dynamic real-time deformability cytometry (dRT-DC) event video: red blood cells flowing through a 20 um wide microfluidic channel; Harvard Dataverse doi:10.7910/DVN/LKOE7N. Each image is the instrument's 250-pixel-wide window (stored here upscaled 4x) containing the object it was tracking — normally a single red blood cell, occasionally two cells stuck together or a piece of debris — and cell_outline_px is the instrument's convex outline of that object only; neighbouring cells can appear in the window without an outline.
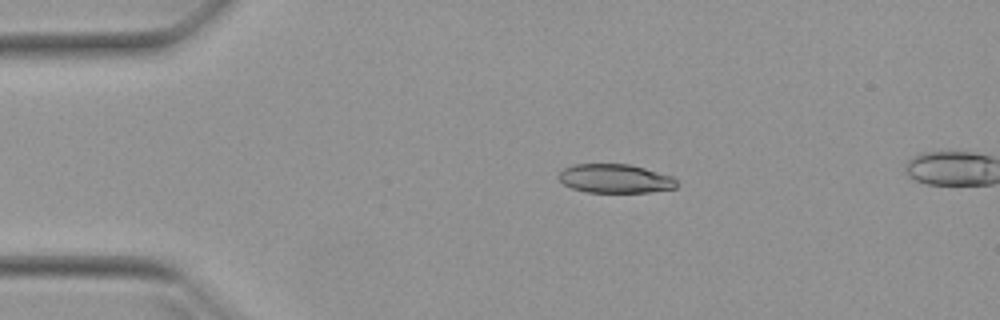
{"species": "Egyptian fruit bat (a non-hibernating species)", "species_latin": "Rousettus aegyptiacus", "temperature_condition": "warm", "stored_images_in_passage": 10, "camera_frame_rate_fps": 3000, "um_per_image_px": 0.085, "animal": {"sex": "female"}, "frame": {"image": 1, "passage_image": 5, "time_ms": 1.333, "image_size_px": [1000, 320], "cell_outline_px": [[680, 184], [676, 188], [648, 192], [584, 192], [572, 188], [564, 184], [556, 176], [564, 168], [572, 164], [628, 164], [644, 168], [672, 176]], "centroid_in_image_um": [52.28, 15.18], "position_along_channel_um": 32.7, "area_um2": 19.94}}